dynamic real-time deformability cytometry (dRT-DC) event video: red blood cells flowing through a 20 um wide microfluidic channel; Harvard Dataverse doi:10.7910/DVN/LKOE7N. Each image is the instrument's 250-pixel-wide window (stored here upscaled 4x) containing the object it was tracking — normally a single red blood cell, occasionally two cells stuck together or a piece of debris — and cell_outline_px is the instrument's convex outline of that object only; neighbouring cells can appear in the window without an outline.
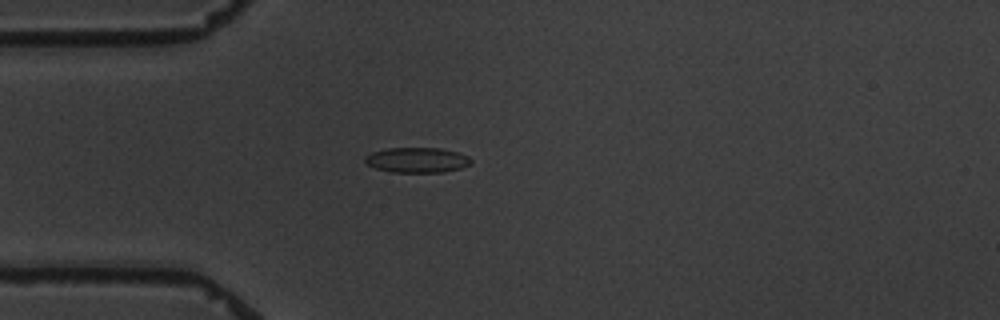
{"species": "common noctule bat (a hibernating species)", "species_latin": "Nyctalus noctula", "temperature_condition": "warm", "stored_images_in_passage": 4, "camera_frame_rate_fps": 3000, "um_per_image_px": 0.085, "animal": {"sex": "male", "body_mass_g": 19.5, "forearm_length_mm": 54.6}, "frame": {"image": 1, "passage_image": 4, "time_ms": 3.667, "image_size_px": [1000, 320], "cell_outline_px": [[472, 164], [460, 168], [444, 172], [392, 172], [376, 168], [368, 164], [364, 160], [364, 156], [372, 152], [388, 148], [440, 148], [456, 152], [468, 156], [472, 160]], "centroid_in_image_um": [35.46, 13.6], "position_along_channel_um": 49.5, "area_um2": 15.49}}